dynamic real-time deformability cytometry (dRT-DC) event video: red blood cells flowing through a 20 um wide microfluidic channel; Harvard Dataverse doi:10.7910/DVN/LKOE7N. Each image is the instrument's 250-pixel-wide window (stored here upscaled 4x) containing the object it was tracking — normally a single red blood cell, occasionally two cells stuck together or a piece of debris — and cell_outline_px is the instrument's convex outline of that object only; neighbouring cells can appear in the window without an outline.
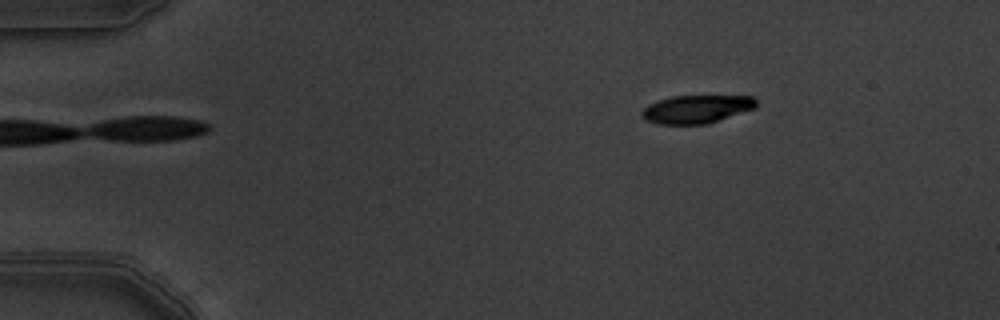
{"species": "common noctule bat (a hibernating species)", "species_latin": "Nyctalus noctula", "temperature_condition": "warm", "stored_images_in_passage": 2, "camera_frame_rate_fps": 3000, "um_per_image_px": 0.085, "animal": {"sex": "male", "body_mass_g": 19.5, "forearm_length_mm": 54.6}, "frame": {"image": 1, "passage_image": 2, "time_ms": 0.333, "image_size_px": [1000, 320], "cell_outline_px": [[756, 108], [708, 124], [660, 124], [644, 120], [640, 116], [640, 112], [648, 104], [672, 96], [752, 96], [756, 100]], "centroid_in_image_um": [59.19, 9.28], "position_along_channel_um": 25.8, "area_um2": 18.84}}